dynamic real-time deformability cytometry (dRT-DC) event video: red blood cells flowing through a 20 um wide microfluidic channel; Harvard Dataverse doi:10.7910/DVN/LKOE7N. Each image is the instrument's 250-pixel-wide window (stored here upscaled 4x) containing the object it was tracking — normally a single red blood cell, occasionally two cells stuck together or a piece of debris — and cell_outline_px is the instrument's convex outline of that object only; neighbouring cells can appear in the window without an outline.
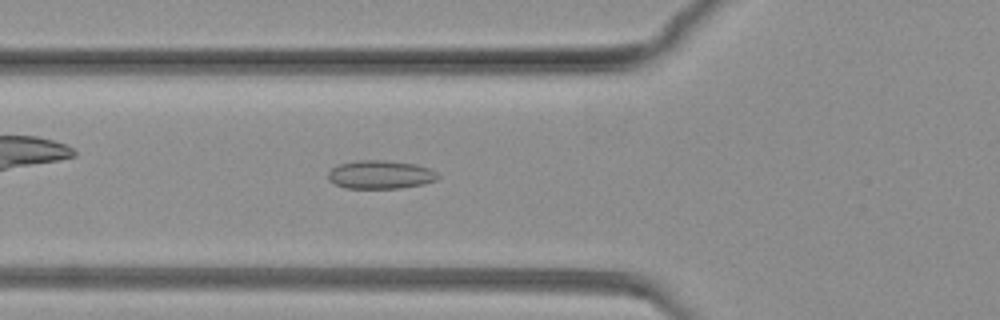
{"species": "common noctule bat (a hibernating species)", "species_latin": "Nyctalus noctula", "temperature_condition": "warm", "stored_images_in_passage": 81, "camera_frame_rate_fps": 3000, "um_per_image_px": 0.085, "animal": {"sex": "female", "body_mass_g": 19.3, "forearm_length_mm": 54.1}, "frame": {"image": 1, "passage_image": 29, "time_ms": 9.333, "image_size_px": [1000, 320], "cell_outline_px": [[440, 176], [436, 180], [424, 184], [400, 188], [344, 188], [328, 180], [328, 172], [332, 168], [340, 164], [356, 160], [384, 160], [416, 164], [428, 168], [436, 172]], "centroid_in_image_um": [32.33, 14.84], "position_along_channel_um": 93.5, "area_um2": 18.21}}
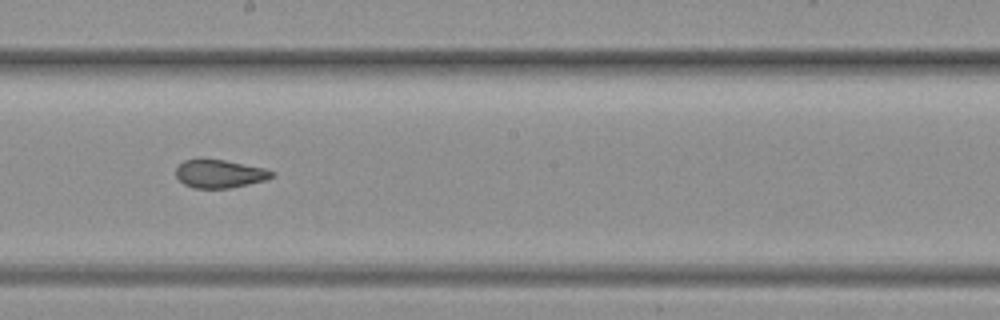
{"frame": {"image": 2, "passage_image": 45, "time_ms": 14.667, "image_size_px": [1000, 320], "cell_outline_px": [[276, 176], [264, 180], [248, 184], [228, 188], [196, 188], [184, 184], [176, 176], [176, 168], [184, 160], [200, 156], [224, 160], [264, 168], [276, 172]], "centroid_in_image_um": [18.65, 14.73], "position_along_channel_um": 229.5, "area_um2": 16.07}}
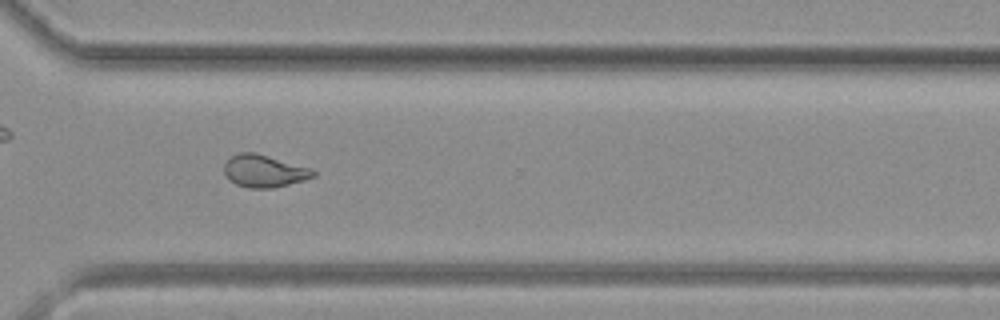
{"frame": {"image": 3, "passage_image": 59, "time_ms": 19.333, "image_size_px": [1000, 320], "cell_outline_px": [[316, 176], [304, 180], [272, 188], [248, 188], [236, 184], [224, 172], [224, 164], [232, 156], [240, 152], [256, 152], [312, 168], [316, 172]], "centroid_in_image_um": [22.49, 14.53], "position_along_channel_um": 348.1, "area_um2": 16.76}}